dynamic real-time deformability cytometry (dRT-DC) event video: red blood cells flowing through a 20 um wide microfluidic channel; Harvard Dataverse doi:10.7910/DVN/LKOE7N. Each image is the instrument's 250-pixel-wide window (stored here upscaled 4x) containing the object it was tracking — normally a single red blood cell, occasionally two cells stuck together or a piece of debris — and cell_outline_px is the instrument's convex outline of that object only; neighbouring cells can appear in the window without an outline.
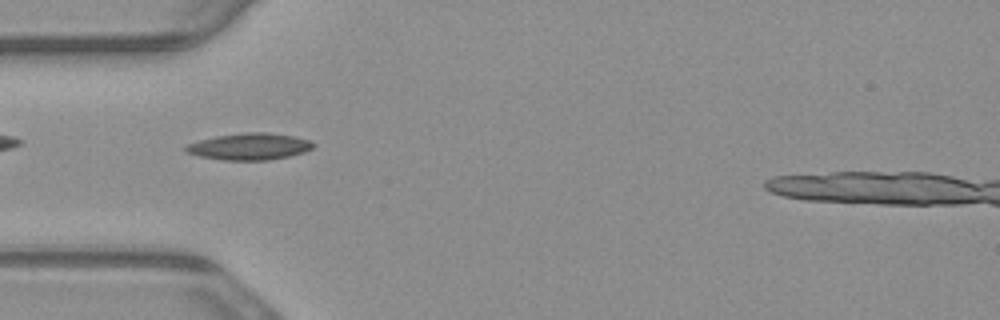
{"species": "common noctule bat (a hibernating species)", "species_latin": "Nyctalus noctula", "temperature_condition": "warm", "stored_images_in_passage": 38, "camera_frame_rate_fps": 3000, "um_per_image_px": 0.085, "animal": {"sex": "male", "body_mass_g": 23.1, "forearm_length_mm": 52.7}, "frame": {"image": 1, "passage_image": 3, "time_ms": 0.667, "image_size_px": [1000, 320], "cell_outline_px": [[316, 144], [312, 148], [304, 152], [288, 156], [268, 160], [224, 160], [200, 156], [184, 152], [184, 148], [188, 144], [200, 140], [216, 136], [244, 132], [268, 132], [292, 136], [308, 140]], "centroid_in_image_um": [21.19, 12.45], "position_along_channel_um": 63.8, "area_um2": 19.71}}
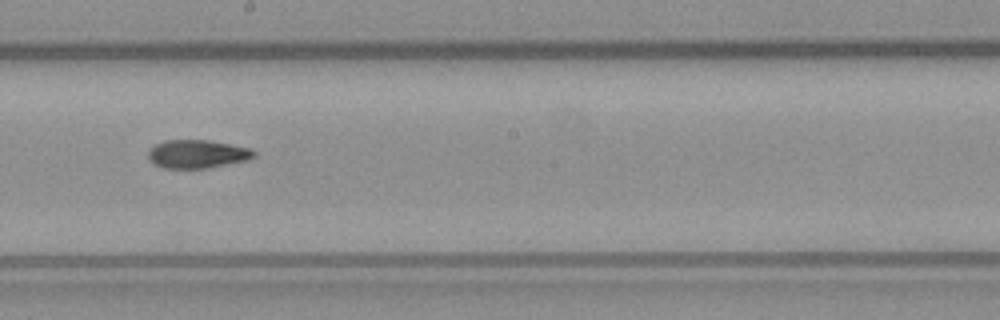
{"frame": {"image": 2, "passage_image": 16, "time_ms": 5.0, "image_size_px": [1000, 320], "cell_outline_px": [[256, 156], [248, 160], [208, 168], [164, 168], [152, 164], [148, 160], [148, 152], [156, 144], [164, 140], [208, 140], [252, 148], [256, 152]], "centroid_in_image_um": [16.78, 13.09], "position_along_channel_um": 231.4, "area_um2": 17.63}}
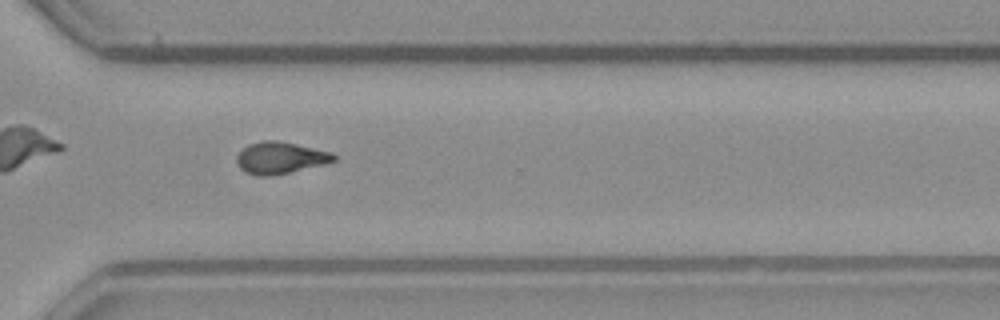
{"frame": {"image": 3, "passage_image": 25, "time_ms": 8.0, "image_size_px": [1000, 320], "cell_outline_px": [[336, 160], [324, 164], [288, 172], [268, 176], [260, 176], [244, 172], [240, 168], [236, 160], [236, 156], [248, 144], [264, 140], [276, 140], [296, 144], [332, 152], [336, 156]], "centroid_in_image_um": [23.81, 13.41], "position_along_channel_um": 346.8, "area_um2": 17.8}, "authors_computed_cell_mechanics": {"area_um2": 17.7446, "velocity_mm_per_s": 3.8543, "shape_relaxation_time_tau1_ms": null, "shape_relaxation_time_tau2_ms": 3.5847, "deformation_change_tau1": null, "deformation_change_tau2": 0.1118}}